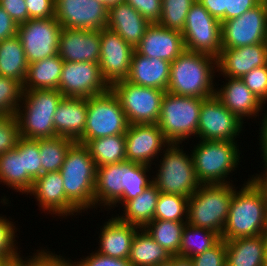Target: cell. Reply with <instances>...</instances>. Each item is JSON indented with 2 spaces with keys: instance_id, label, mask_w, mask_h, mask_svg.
<instances>
[{
  "instance_id": "obj_50",
  "label": "cell",
  "mask_w": 267,
  "mask_h": 266,
  "mask_svg": "<svg viewBox=\"0 0 267 266\" xmlns=\"http://www.w3.org/2000/svg\"><path fill=\"white\" fill-rule=\"evenodd\" d=\"M72 263L73 266H132L128 259L105 256L97 251L92 252L86 258H81V261L73 262L72 260Z\"/></svg>"
},
{
  "instance_id": "obj_2",
  "label": "cell",
  "mask_w": 267,
  "mask_h": 266,
  "mask_svg": "<svg viewBox=\"0 0 267 266\" xmlns=\"http://www.w3.org/2000/svg\"><path fill=\"white\" fill-rule=\"evenodd\" d=\"M217 58L204 53L184 50L170 64L167 92L178 96L208 98L215 95L213 82Z\"/></svg>"
},
{
  "instance_id": "obj_64",
  "label": "cell",
  "mask_w": 267,
  "mask_h": 266,
  "mask_svg": "<svg viewBox=\"0 0 267 266\" xmlns=\"http://www.w3.org/2000/svg\"><path fill=\"white\" fill-rule=\"evenodd\" d=\"M7 266H17L15 263H13V264H10V265H7Z\"/></svg>"
},
{
  "instance_id": "obj_20",
  "label": "cell",
  "mask_w": 267,
  "mask_h": 266,
  "mask_svg": "<svg viewBox=\"0 0 267 266\" xmlns=\"http://www.w3.org/2000/svg\"><path fill=\"white\" fill-rule=\"evenodd\" d=\"M100 51V31L62 27L58 54L63 61L99 63Z\"/></svg>"
},
{
  "instance_id": "obj_43",
  "label": "cell",
  "mask_w": 267,
  "mask_h": 266,
  "mask_svg": "<svg viewBox=\"0 0 267 266\" xmlns=\"http://www.w3.org/2000/svg\"><path fill=\"white\" fill-rule=\"evenodd\" d=\"M16 226L6 217L0 216V258L8 265L15 263L20 258V251L16 245Z\"/></svg>"
},
{
  "instance_id": "obj_30",
  "label": "cell",
  "mask_w": 267,
  "mask_h": 266,
  "mask_svg": "<svg viewBox=\"0 0 267 266\" xmlns=\"http://www.w3.org/2000/svg\"><path fill=\"white\" fill-rule=\"evenodd\" d=\"M64 61L59 54L28 64L23 90L58 89Z\"/></svg>"
},
{
  "instance_id": "obj_47",
  "label": "cell",
  "mask_w": 267,
  "mask_h": 266,
  "mask_svg": "<svg viewBox=\"0 0 267 266\" xmlns=\"http://www.w3.org/2000/svg\"><path fill=\"white\" fill-rule=\"evenodd\" d=\"M241 79L251 92L265 105L267 101V65L252 69Z\"/></svg>"
},
{
  "instance_id": "obj_63",
  "label": "cell",
  "mask_w": 267,
  "mask_h": 266,
  "mask_svg": "<svg viewBox=\"0 0 267 266\" xmlns=\"http://www.w3.org/2000/svg\"><path fill=\"white\" fill-rule=\"evenodd\" d=\"M264 235L267 236V221H266V229Z\"/></svg>"
},
{
  "instance_id": "obj_32",
  "label": "cell",
  "mask_w": 267,
  "mask_h": 266,
  "mask_svg": "<svg viewBox=\"0 0 267 266\" xmlns=\"http://www.w3.org/2000/svg\"><path fill=\"white\" fill-rule=\"evenodd\" d=\"M34 179L24 171L23 153L16 146L0 155V183L26 194Z\"/></svg>"
},
{
  "instance_id": "obj_18",
  "label": "cell",
  "mask_w": 267,
  "mask_h": 266,
  "mask_svg": "<svg viewBox=\"0 0 267 266\" xmlns=\"http://www.w3.org/2000/svg\"><path fill=\"white\" fill-rule=\"evenodd\" d=\"M126 160L151 166L170 143L156 124H130L125 133ZM161 150V151H160Z\"/></svg>"
},
{
  "instance_id": "obj_57",
  "label": "cell",
  "mask_w": 267,
  "mask_h": 266,
  "mask_svg": "<svg viewBox=\"0 0 267 266\" xmlns=\"http://www.w3.org/2000/svg\"><path fill=\"white\" fill-rule=\"evenodd\" d=\"M264 163V172L261 174H256V176L253 175V177L266 189L267 191V161H262Z\"/></svg>"
},
{
  "instance_id": "obj_13",
  "label": "cell",
  "mask_w": 267,
  "mask_h": 266,
  "mask_svg": "<svg viewBox=\"0 0 267 266\" xmlns=\"http://www.w3.org/2000/svg\"><path fill=\"white\" fill-rule=\"evenodd\" d=\"M61 29L55 17L29 19L18 25L17 36L23 45L28 64L58 54Z\"/></svg>"
},
{
  "instance_id": "obj_22",
  "label": "cell",
  "mask_w": 267,
  "mask_h": 266,
  "mask_svg": "<svg viewBox=\"0 0 267 266\" xmlns=\"http://www.w3.org/2000/svg\"><path fill=\"white\" fill-rule=\"evenodd\" d=\"M267 65V42L232 49H222L217 71L223 77L242 78L254 68Z\"/></svg>"
},
{
  "instance_id": "obj_59",
  "label": "cell",
  "mask_w": 267,
  "mask_h": 266,
  "mask_svg": "<svg viewBox=\"0 0 267 266\" xmlns=\"http://www.w3.org/2000/svg\"><path fill=\"white\" fill-rule=\"evenodd\" d=\"M101 1L107 8L116 5L117 3L124 2L126 0H98Z\"/></svg>"
},
{
  "instance_id": "obj_39",
  "label": "cell",
  "mask_w": 267,
  "mask_h": 266,
  "mask_svg": "<svg viewBox=\"0 0 267 266\" xmlns=\"http://www.w3.org/2000/svg\"><path fill=\"white\" fill-rule=\"evenodd\" d=\"M75 143L67 137L39 139L42 174L59 171L69 148Z\"/></svg>"
},
{
  "instance_id": "obj_11",
  "label": "cell",
  "mask_w": 267,
  "mask_h": 266,
  "mask_svg": "<svg viewBox=\"0 0 267 266\" xmlns=\"http://www.w3.org/2000/svg\"><path fill=\"white\" fill-rule=\"evenodd\" d=\"M186 50L220 56L222 50L221 21L213 17L198 1L188 11L182 30Z\"/></svg>"
},
{
  "instance_id": "obj_29",
  "label": "cell",
  "mask_w": 267,
  "mask_h": 266,
  "mask_svg": "<svg viewBox=\"0 0 267 266\" xmlns=\"http://www.w3.org/2000/svg\"><path fill=\"white\" fill-rule=\"evenodd\" d=\"M122 162L97 167L94 193V208L101 204L108 209L122 198ZM96 206V207H95Z\"/></svg>"
},
{
  "instance_id": "obj_8",
  "label": "cell",
  "mask_w": 267,
  "mask_h": 266,
  "mask_svg": "<svg viewBox=\"0 0 267 266\" xmlns=\"http://www.w3.org/2000/svg\"><path fill=\"white\" fill-rule=\"evenodd\" d=\"M153 183L161 193L191 197L201 185L196 177L192 154L184 153L180 144L170 143L162 151ZM162 160V161H161Z\"/></svg>"
},
{
  "instance_id": "obj_34",
  "label": "cell",
  "mask_w": 267,
  "mask_h": 266,
  "mask_svg": "<svg viewBox=\"0 0 267 266\" xmlns=\"http://www.w3.org/2000/svg\"><path fill=\"white\" fill-rule=\"evenodd\" d=\"M171 257L144 228L136 231L128 258L132 266H155L169 261Z\"/></svg>"
},
{
  "instance_id": "obj_38",
  "label": "cell",
  "mask_w": 267,
  "mask_h": 266,
  "mask_svg": "<svg viewBox=\"0 0 267 266\" xmlns=\"http://www.w3.org/2000/svg\"><path fill=\"white\" fill-rule=\"evenodd\" d=\"M186 222L153 220L144 229L171 256H179L182 231Z\"/></svg>"
},
{
  "instance_id": "obj_19",
  "label": "cell",
  "mask_w": 267,
  "mask_h": 266,
  "mask_svg": "<svg viewBox=\"0 0 267 266\" xmlns=\"http://www.w3.org/2000/svg\"><path fill=\"white\" fill-rule=\"evenodd\" d=\"M35 196L42 211L62 218L81 213L67 198L64 192L63 179L60 171L47 172L34 179L30 191Z\"/></svg>"
},
{
  "instance_id": "obj_55",
  "label": "cell",
  "mask_w": 267,
  "mask_h": 266,
  "mask_svg": "<svg viewBox=\"0 0 267 266\" xmlns=\"http://www.w3.org/2000/svg\"><path fill=\"white\" fill-rule=\"evenodd\" d=\"M213 17L227 20V0H197Z\"/></svg>"
},
{
  "instance_id": "obj_23",
  "label": "cell",
  "mask_w": 267,
  "mask_h": 266,
  "mask_svg": "<svg viewBox=\"0 0 267 266\" xmlns=\"http://www.w3.org/2000/svg\"><path fill=\"white\" fill-rule=\"evenodd\" d=\"M228 78V79H227ZM226 84L215 89V96L242 122L244 118L257 117L264 104L251 92L241 78L227 77Z\"/></svg>"
},
{
  "instance_id": "obj_3",
  "label": "cell",
  "mask_w": 267,
  "mask_h": 266,
  "mask_svg": "<svg viewBox=\"0 0 267 266\" xmlns=\"http://www.w3.org/2000/svg\"><path fill=\"white\" fill-rule=\"evenodd\" d=\"M63 97L58 89L23 90L15 113L20 137L35 140L56 137L53 118Z\"/></svg>"
},
{
  "instance_id": "obj_24",
  "label": "cell",
  "mask_w": 267,
  "mask_h": 266,
  "mask_svg": "<svg viewBox=\"0 0 267 266\" xmlns=\"http://www.w3.org/2000/svg\"><path fill=\"white\" fill-rule=\"evenodd\" d=\"M151 23L126 1L108 8L106 27L121 36L132 47H136Z\"/></svg>"
},
{
  "instance_id": "obj_56",
  "label": "cell",
  "mask_w": 267,
  "mask_h": 266,
  "mask_svg": "<svg viewBox=\"0 0 267 266\" xmlns=\"http://www.w3.org/2000/svg\"><path fill=\"white\" fill-rule=\"evenodd\" d=\"M264 112H266V113H263L264 115V117L262 116V124H261V126H260V128H259V130H261L260 132H259V141H261V142H259V143H261V144H259L260 146H262V147H260L259 149H261V152H262V157H263V160L264 161H267V110L266 111H264Z\"/></svg>"
},
{
  "instance_id": "obj_40",
  "label": "cell",
  "mask_w": 267,
  "mask_h": 266,
  "mask_svg": "<svg viewBox=\"0 0 267 266\" xmlns=\"http://www.w3.org/2000/svg\"><path fill=\"white\" fill-rule=\"evenodd\" d=\"M188 200L186 196L160 192L154 220L187 222Z\"/></svg>"
},
{
  "instance_id": "obj_21",
  "label": "cell",
  "mask_w": 267,
  "mask_h": 266,
  "mask_svg": "<svg viewBox=\"0 0 267 266\" xmlns=\"http://www.w3.org/2000/svg\"><path fill=\"white\" fill-rule=\"evenodd\" d=\"M185 50L180 31L171 30L158 23H151L135 51L148 58L173 62Z\"/></svg>"
},
{
  "instance_id": "obj_48",
  "label": "cell",
  "mask_w": 267,
  "mask_h": 266,
  "mask_svg": "<svg viewBox=\"0 0 267 266\" xmlns=\"http://www.w3.org/2000/svg\"><path fill=\"white\" fill-rule=\"evenodd\" d=\"M193 266H226L225 240L221 239L211 249L191 258Z\"/></svg>"
},
{
  "instance_id": "obj_6",
  "label": "cell",
  "mask_w": 267,
  "mask_h": 266,
  "mask_svg": "<svg viewBox=\"0 0 267 266\" xmlns=\"http://www.w3.org/2000/svg\"><path fill=\"white\" fill-rule=\"evenodd\" d=\"M237 141L200 140L191 151L195 174L202 184H224L240 163Z\"/></svg>"
},
{
  "instance_id": "obj_36",
  "label": "cell",
  "mask_w": 267,
  "mask_h": 266,
  "mask_svg": "<svg viewBox=\"0 0 267 266\" xmlns=\"http://www.w3.org/2000/svg\"><path fill=\"white\" fill-rule=\"evenodd\" d=\"M151 170L150 166L130 161L122 162V198L117 205H123L126 201L136 198L146 187L153 183V179L148 178L147 174ZM151 179V180H149Z\"/></svg>"
},
{
  "instance_id": "obj_1",
  "label": "cell",
  "mask_w": 267,
  "mask_h": 266,
  "mask_svg": "<svg viewBox=\"0 0 267 266\" xmlns=\"http://www.w3.org/2000/svg\"><path fill=\"white\" fill-rule=\"evenodd\" d=\"M250 178L239 191H234L221 235L225 241L265 233L267 191L253 176Z\"/></svg>"
},
{
  "instance_id": "obj_12",
  "label": "cell",
  "mask_w": 267,
  "mask_h": 266,
  "mask_svg": "<svg viewBox=\"0 0 267 266\" xmlns=\"http://www.w3.org/2000/svg\"><path fill=\"white\" fill-rule=\"evenodd\" d=\"M222 49L267 42V0L241 16L221 22Z\"/></svg>"
},
{
  "instance_id": "obj_49",
  "label": "cell",
  "mask_w": 267,
  "mask_h": 266,
  "mask_svg": "<svg viewBox=\"0 0 267 266\" xmlns=\"http://www.w3.org/2000/svg\"><path fill=\"white\" fill-rule=\"evenodd\" d=\"M150 23H157L161 16L162 0H126Z\"/></svg>"
},
{
  "instance_id": "obj_37",
  "label": "cell",
  "mask_w": 267,
  "mask_h": 266,
  "mask_svg": "<svg viewBox=\"0 0 267 266\" xmlns=\"http://www.w3.org/2000/svg\"><path fill=\"white\" fill-rule=\"evenodd\" d=\"M221 237L208 229L185 225L182 231L179 257L192 258L215 246Z\"/></svg>"
},
{
  "instance_id": "obj_51",
  "label": "cell",
  "mask_w": 267,
  "mask_h": 266,
  "mask_svg": "<svg viewBox=\"0 0 267 266\" xmlns=\"http://www.w3.org/2000/svg\"><path fill=\"white\" fill-rule=\"evenodd\" d=\"M29 19L54 17L55 0H25Z\"/></svg>"
},
{
  "instance_id": "obj_26",
  "label": "cell",
  "mask_w": 267,
  "mask_h": 266,
  "mask_svg": "<svg viewBox=\"0 0 267 266\" xmlns=\"http://www.w3.org/2000/svg\"><path fill=\"white\" fill-rule=\"evenodd\" d=\"M171 62L148 58L134 51L126 81L144 87L167 91L170 80Z\"/></svg>"
},
{
  "instance_id": "obj_60",
  "label": "cell",
  "mask_w": 267,
  "mask_h": 266,
  "mask_svg": "<svg viewBox=\"0 0 267 266\" xmlns=\"http://www.w3.org/2000/svg\"><path fill=\"white\" fill-rule=\"evenodd\" d=\"M155 266H174V256H172L169 261L157 264Z\"/></svg>"
},
{
  "instance_id": "obj_62",
  "label": "cell",
  "mask_w": 267,
  "mask_h": 266,
  "mask_svg": "<svg viewBox=\"0 0 267 266\" xmlns=\"http://www.w3.org/2000/svg\"><path fill=\"white\" fill-rule=\"evenodd\" d=\"M8 264L2 259L0 258V266H7Z\"/></svg>"
},
{
  "instance_id": "obj_16",
  "label": "cell",
  "mask_w": 267,
  "mask_h": 266,
  "mask_svg": "<svg viewBox=\"0 0 267 266\" xmlns=\"http://www.w3.org/2000/svg\"><path fill=\"white\" fill-rule=\"evenodd\" d=\"M108 8L98 0H55L54 17L64 28L100 31Z\"/></svg>"
},
{
  "instance_id": "obj_15",
  "label": "cell",
  "mask_w": 267,
  "mask_h": 266,
  "mask_svg": "<svg viewBox=\"0 0 267 266\" xmlns=\"http://www.w3.org/2000/svg\"><path fill=\"white\" fill-rule=\"evenodd\" d=\"M109 89L98 63L64 61L58 85L64 97L90 98Z\"/></svg>"
},
{
  "instance_id": "obj_31",
  "label": "cell",
  "mask_w": 267,
  "mask_h": 266,
  "mask_svg": "<svg viewBox=\"0 0 267 266\" xmlns=\"http://www.w3.org/2000/svg\"><path fill=\"white\" fill-rule=\"evenodd\" d=\"M160 191L154 183L150 184L136 198L126 201L122 206L124 215L117 218L139 228H144L150 221L154 220V213Z\"/></svg>"
},
{
  "instance_id": "obj_17",
  "label": "cell",
  "mask_w": 267,
  "mask_h": 266,
  "mask_svg": "<svg viewBox=\"0 0 267 266\" xmlns=\"http://www.w3.org/2000/svg\"><path fill=\"white\" fill-rule=\"evenodd\" d=\"M99 66L103 79L111 86L125 80L129 75L132 56L135 48L109 28L100 30Z\"/></svg>"
},
{
  "instance_id": "obj_61",
  "label": "cell",
  "mask_w": 267,
  "mask_h": 266,
  "mask_svg": "<svg viewBox=\"0 0 267 266\" xmlns=\"http://www.w3.org/2000/svg\"><path fill=\"white\" fill-rule=\"evenodd\" d=\"M263 266H267V236H266V247H265V256H264Z\"/></svg>"
},
{
  "instance_id": "obj_25",
  "label": "cell",
  "mask_w": 267,
  "mask_h": 266,
  "mask_svg": "<svg viewBox=\"0 0 267 266\" xmlns=\"http://www.w3.org/2000/svg\"><path fill=\"white\" fill-rule=\"evenodd\" d=\"M87 117V98L63 97L54 113L56 137H67L75 142L84 134Z\"/></svg>"
},
{
  "instance_id": "obj_35",
  "label": "cell",
  "mask_w": 267,
  "mask_h": 266,
  "mask_svg": "<svg viewBox=\"0 0 267 266\" xmlns=\"http://www.w3.org/2000/svg\"><path fill=\"white\" fill-rule=\"evenodd\" d=\"M83 145L88 149L96 167L126 161L125 134L88 140Z\"/></svg>"
},
{
  "instance_id": "obj_53",
  "label": "cell",
  "mask_w": 267,
  "mask_h": 266,
  "mask_svg": "<svg viewBox=\"0 0 267 266\" xmlns=\"http://www.w3.org/2000/svg\"><path fill=\"white\" fill-rule=\"evenodd\" d=\"M262 0H227V20L239 17Z\"/></svg>"
},
{
  "instance_id": "obj_10",
  "label": "cell",
  "mask_w": 267,
  "mask_h": 266,
  "mask_svg": "<svg viewBox=\"0 0 267 266\" xmlns=\"http://www.w3.org/2000/svg\"><path fill=\"white\" fill-rule=\"evenodd\" d=\"M130 124H156L166 91L120 80L110 86Z\"/></svg>"
},
{
  "instance_id": "obj_42",
  "label": "cell",
  "mask_w": 267,
  "mask_h": 266,
  "mask_svg": "<svg viewBox=\"0 0 267 266\" xmlns=\"http://www.w3.org/2000/svg\"><path fill=\"white\" fill-rule=\"evenodd\" d=\"M22 93L23 88L18 81L0 76V115H15Z\"/></svg>"
},
{
  "instance_id": "obj_52",
  "label": "cell",
  "mask_w": 267,
  "mask_h": 266,
  "mask_svg": "<svg viewBox=\"0 0 267 266\" xmlns=\"http://www.w3.org/2000/svg\"><path fill=\"white\" fill-rule=\"evenodd\" d=\"M0 6L18 25L28 20L25 0H0Z\"/></svg>"
},
{
  "instance_id": "obj_28",
  "label": "cell",
  "mask_w": 267,
  "mask_h": 266,
  "mask_svg": "<svg viewBox=\"0 0 267 266\" xmlns=\"http://www.w3.org/2000/svg\"><path fill=\"white\" fill-rule=\"evenodd\" d=\"M226 266H263L266 236L242 237L225 241Z\"/></svg>"
},
{
  "instance_id": "obj_14",
  "label": "cell",
  "mask_w": 267,
  "mask_h": 266,
  "mask_svg": "<svg viewBox=\"0 0 267 266\" xmlns=\"http://www.w3.org/2000/svg\"><path fill=\"white\" fill-rule=\"evenodd\" d=\"M243 123L215 96L204 98L197 129V137L207 141H236Z\"/></svg>"
},
{
  "instance_id": "obj_46",
  "label": "cell",
  "mask_w": 267,
  "mask_h": 266,
  "mask_svg": "<svg viewBox=\"0 0 267 266\" xmlns=\"http://www.w3.org/2000/svg\"><path fill=\"white\" fill-rule=\"evenodd\" d=\"M37 252L33 256H27L30 258L22 259L20 258L15 262L17 266H73L71 259L66 260L63 255H57L50 251H47L45 248L42 250H36Z\"/></svg>"
},
{
  "instance_id": "obj_44",
  "label": "cell",
  "mask_w": 267,
  "mask_h": 266,
  "mask_svg": "<svg viewBox=\"0 0 267 266\" xmlns=\"http://www.w3.org/2000/svg\"><path fill=\"white\" fill-rule=\"evenodd\" d=\"M23 153L24 171L33 179L42 175V165L40 159L39 139H26L20 137L16 144Z\"/></svg>"
},
{
  "instance_id": "obj_54",
  "label": "cell",
  "mask_w": 267,
  "mask_h": 266,
  "mask_svg": "<svg viewBox=\"0 0 267 266\" xmlns=\"http://www.w3.org/2000/svg\"><path fill=\"white\" fill-rule=\"evenodd\" d=\"M18 24L0 6V42L17 35Z\"/></svg>"
},
{
  "instance_id": "obj_9",
  "label": "cell",
  "mask_w": 267,
  "mask_h": 266,
  "mask_svg": "<svg viewBox=\"0 0 267 266\" xmlns=\"http://www.w3.org/2000/svg\"><path fill=\"white\" fill-rule=\"evenodd\" d=\"M129 123L116 95L107 92L87 98V117L84 134L76 141L84 144L88 140L125 134Z\"/></svg>"
},
{
  "instance_id": "obj_27",
  "label": "cell",
  "mask_w": 267,
  "mask_h": 266,
  "mask_svg": "<svg viewBox=\"0 0 267 266\" xmlns=\"http://www.w3.org/2000/svg\"><path fill=\"white\" fill-rule=\"evenodd\" d=\"M111 218L103 224V228L101 226L97 252L109 257L128 259L139 227L124 223L117 217Z\"/></svg>"
},
{
  "instance_id": "obj_45",
  "label": "cell",
  "mask_w": 267,
  "mask_h": 266,
  "mask_svg": "<svg viewBox=\"0 0 267 266\" xmlns=\"http://www.w3.org/2000/svg\"><path fill=\"white\" fill-rule=\"evenodd\" d=\"M19 138V126L15 115H0V155L15 148Z\"/></svg>"
},
{
  "instance_id": "obj_7",
  "label": "cell",
  "mask_w": 267,
  "mask_h": 266,
  "mask_svg": "<svg viewBox=\"0 0 267 266\" xmlns=\"http://www.w3.org/2000/svg\"><path fill=\"white\" fill-rule=\"evenodd\" d=\"M203 99L165 92L157 125L169 143L182 144L191 135L197 137Z\"/></svg>"
},
{
  "instance_id": "obj_4",
  "label": "cell",
  "mask_w": 267,
  "mask_h": 266,
  "mask_svg": "<svg viewBox=\"0 0 267 266\" xmlns=\"http://www.w3.org/2000/svg\"><path fill=\"white\" fill-rule=\"evenodd\" d=\"M96 164L88 149L75 142L67 151L60 174L66 198L82 213L94 208Z\"/></svg>"
},
{
  "instance_id": "obj_58",
  "label": "cell",
  "mask_w": 267,
  "mask_h": 266,
  "mask_svg": "<svg viewBox=\"0 0 267 266\" xmlns=\"http://www.w3.org/2000/svg\"><path fill=\"white\" fill-rule=\"evenodd\" d=\"M174 266H193L190 258L174 256Z\"/></svg>"
},
{
  "instance_id": "obj_33",
  "label": "cell",
  "mask_w": 267,
  "mask_h": 266,
  "mask_svg": "<svg viewBox=\"0 0 267 266\" xmlns=\"http://www.w3.org/2000/svg\"><path fill=\"white\" fill-rule=\"evenodd\" d=\"M28 70V62L19 37L0 42V76L11 78L23 85Z\"/></svg>"
},
{
  "instance_id": "obj_41",
  "label": "cell",
  "mask_w": 267,
  "mask_h": 266,
  "mask_svg": "<svg viewBox=\"0 0 267 266\" xmlns=\"http://www.w3.org/2000/svg\"><path fill=\"white\" fill-rule=\"evenodd\" d=\"M197 0H162V10L159 21L161 26L182 32L187 14Z\"/></svg>"
},
{
  "instance_id": "obj_5",
  "label": "cell",
  "mask_w": 267,
  "mask_h": 266,
  "mask_svg": "<svg viewBox=\"0 0 267 266\" xmlns=\"http://www.w3.org/2000/svg\"><path fill=\"white\" fill-rule=\"evenodd\" d=\"M233 186L232 183L200 185L189 197L186 223L208 229L221 237L237 189Z\"/></svg>"
}]
</instances>
